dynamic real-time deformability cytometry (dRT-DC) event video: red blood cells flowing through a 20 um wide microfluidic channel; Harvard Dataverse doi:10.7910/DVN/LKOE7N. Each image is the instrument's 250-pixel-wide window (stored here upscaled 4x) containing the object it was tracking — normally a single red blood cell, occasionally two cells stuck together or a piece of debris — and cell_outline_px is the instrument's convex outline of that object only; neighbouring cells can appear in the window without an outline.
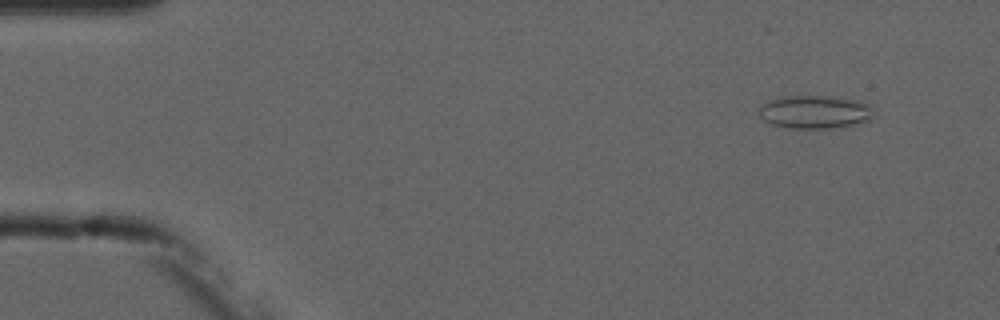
{"species": "common noctule bat (a hibernating species)", "species_latin": "Nyctalus noctula", "temperature_condition": "cold", "stored_images_in_passage": 3, "camera_frame_rate_fps": 3000, "um_per_image_px": 0.085, "animal": {"sex": "male", "forearm_length_mm": 52.5}, "frame": {"image": 1, "passage_image": 3, "time_ms": 4.0, "image_size_px": [1000, 320], "cell_outline_px": [[872, 108], [868, 120], [852, 124], [832, 128], [788, 128], [772, 124], [764, 120], [760, 116], [760, 108], [764, 104], [780, 96], [828, 96], [860, 100], [868, 104]], "centroid_in_image_um": [69.24, 9.5], "position_along_channel_um": 15.8, "area_um2": 21.79}}